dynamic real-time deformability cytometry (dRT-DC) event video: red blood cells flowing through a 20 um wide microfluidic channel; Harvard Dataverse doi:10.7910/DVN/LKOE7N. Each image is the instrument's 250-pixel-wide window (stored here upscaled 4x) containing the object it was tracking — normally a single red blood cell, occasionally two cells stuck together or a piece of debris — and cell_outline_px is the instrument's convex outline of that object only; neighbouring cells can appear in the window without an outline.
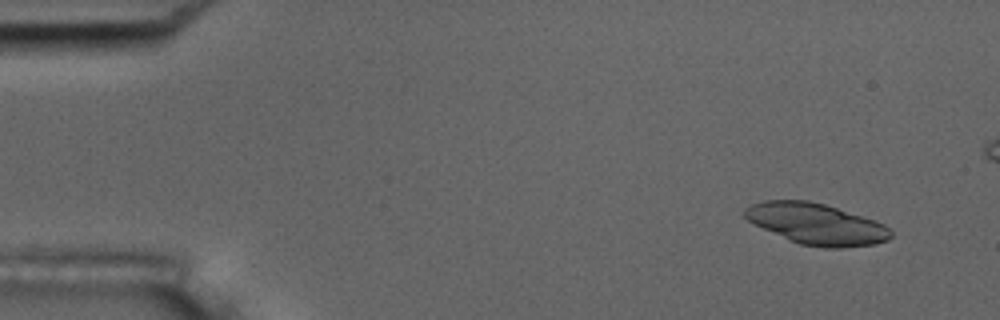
{"species": "common noctule bat (a hibernating species)", "species_latin": "Nyctalus noctula", "temperature_condition": "room temperature", "stored_images_in_passage": 48, "camera_frame_rate_fps": 3000, "um_per_image_px": 0.085, "animal": {"sex": "male", "body_mass_g": 17.5, "forearm_length_mm": 52.3}, "frame": {"image": 1, "passage_image": 1, "time_ms": 0.0, "image_size_px": [1000, 320], "cell_outline_px": [[892, 236], [888, 240], [876, 244], [840, 248], [824, 248], [800, 244], [764, 228], [748, 220], [744, 216], [744, 208], [752, 204], [764, 200], [808, 200], [824, 204], [884, 224], [892, 232]], "centroid_in_image_um": [69.39, 19.04], "position_along_channel_um": 15.6, "area_um2": 34.45}}